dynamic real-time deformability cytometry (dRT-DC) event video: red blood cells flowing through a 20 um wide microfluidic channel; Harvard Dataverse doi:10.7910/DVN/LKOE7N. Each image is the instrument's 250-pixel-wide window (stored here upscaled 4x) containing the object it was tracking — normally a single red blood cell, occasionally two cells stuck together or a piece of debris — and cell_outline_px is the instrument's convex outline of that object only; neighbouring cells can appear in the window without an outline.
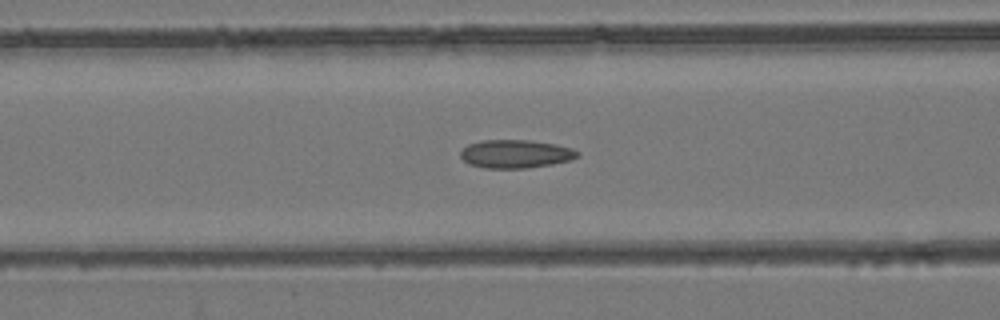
{"species": "common noctule bat (a hibernating species)", "species_latin": "Nyctalus noctula", "temperature_condition": "room temperature", "stored_images_in_passage": 53, "camera_frame_rate_fps": 3000, "um_per_image_px": 0.085, "animal": {"sex": "female", "body_mass_g": 24.6, "forearm_length_mm": 56.2}, "frame": {"image": 1, "passage_image": 21, "time_ms": 6.667, "image_size_px": [1000, 320], "cell_outline_px": [[580, 156], [572, 160], [552, 164], [528, 168], [484, 168], [468, 164], [460, 156], [460, 152], [468, 144], [484, 140], [532, 140], [556, 144], [572, 148], [580, 152]], "centroid_in_image_um": [43.86, 13.08], "position_along_channel_um": 122.7, "area_um2": 19.48}}
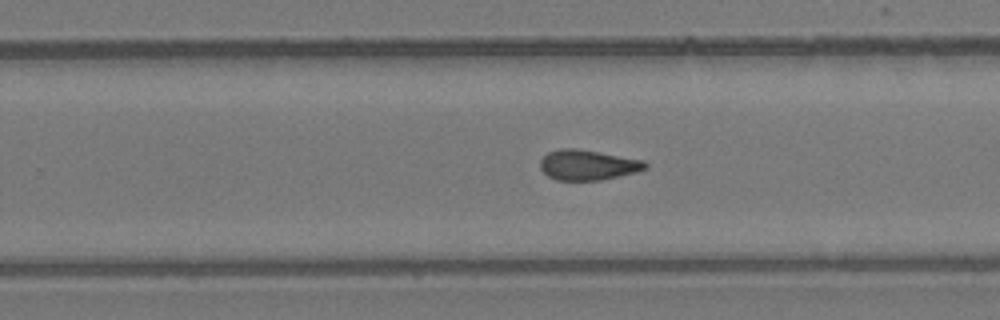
{"frame": {"image": 2, "passage_image": 33, "time_ms": 10.667, "image_size_px": [1000, 320], "cell_outline_px": [[648, 168], [636, 172], [620, 176], [600, 180], [556, 180], [548, 176], [540, 168], [540, 160], [548, 152], [560, 148], [576, 148], [644, 160], [648, 164]], "centroid_in_image_um": [49.97, 14.02], "position_along_channel_um": 279.8, "area_um2": 18.55}}
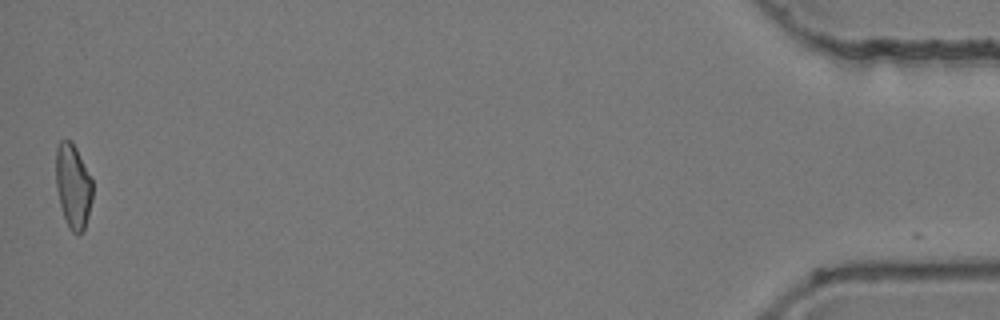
{"frame": {"image": 3, "passage_image": 52, "time_ms": 17.0, "image_size_px": [1000, 320], "cell_outline_px": [[92, 200], [84, 232], [76, 236], [68, 228], [60, 204], [56, 188], [56, 148], [60, 140], [72, 140], [92, 180]], "centroid_in_image_um": [6.21, 15.86], "position_along_channel_um": 429.0, "area_um2": 18.15}, "authors_computed_cell_mechanics": {"area_um2": 18.6694, "velocity_mm_per_s": 3.9312, "shape_relaxation_time_tau1_ms": null, "shape_relaxation_time_tau2_ms": 3.195, "deformation_change_tau1": null, "deformation_change_tau2": 0.1006}}